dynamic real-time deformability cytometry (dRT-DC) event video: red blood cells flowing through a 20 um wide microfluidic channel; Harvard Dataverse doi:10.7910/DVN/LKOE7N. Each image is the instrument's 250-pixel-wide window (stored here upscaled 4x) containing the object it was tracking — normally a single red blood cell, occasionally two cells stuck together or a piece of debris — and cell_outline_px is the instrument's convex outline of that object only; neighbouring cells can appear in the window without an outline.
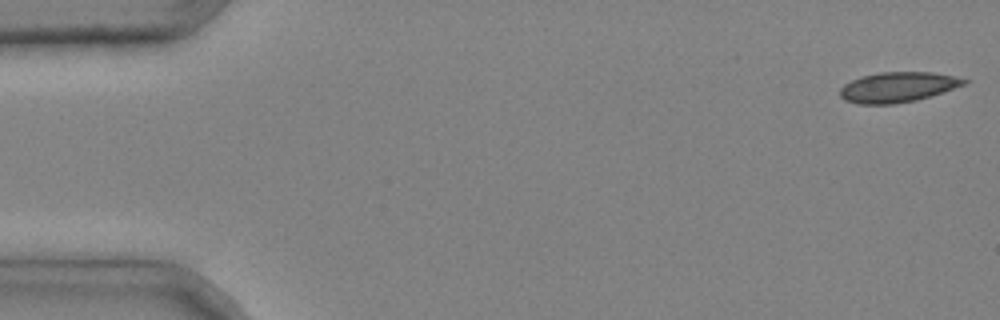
{"species": "common noctule bat (a hibernating species)", "species_latin": "Nyctalus noctula", "temperature_condition": "cold", "stored_images_in_passage": 4, "camera_frame_rate_fps": 3000, "um_per_image_px": 0.085, "animal": {"sex": "male", "body_mass_g": 20.4}, "frame": {"image": 1, "passage_image": 1, "time_ms": 0.0, "image_size_px": [1000, 320], "cell_outline_px": [[968, 80], [964, 84], [944, 92], [916, 100], [892, 104], [856, 104], [844, 100], [840, 96], [840, 88], [844, 84], [860, 76], [880, 72], [932, 72], [952, 76]], "centroid_in_image_um": [76.25, 7.41], "position_along_channel_um": 8.7, "area_um2": 21.73}}